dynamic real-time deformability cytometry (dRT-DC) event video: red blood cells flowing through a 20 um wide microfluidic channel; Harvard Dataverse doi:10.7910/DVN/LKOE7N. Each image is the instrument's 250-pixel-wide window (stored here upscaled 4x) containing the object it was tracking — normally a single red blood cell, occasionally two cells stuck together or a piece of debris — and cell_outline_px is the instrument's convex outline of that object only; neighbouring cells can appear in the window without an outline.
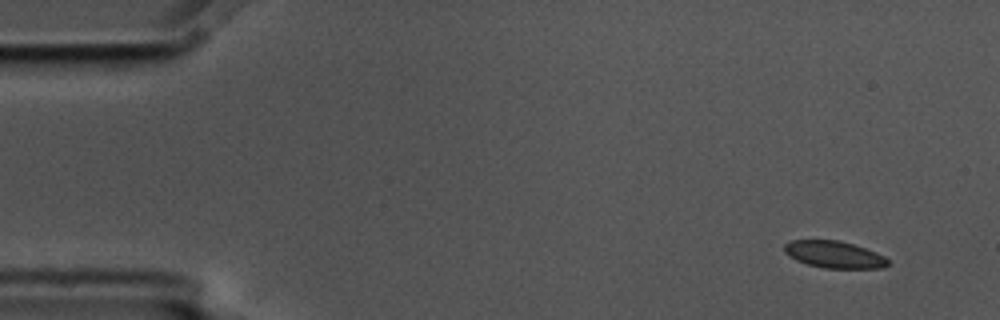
{"species": "common noctule bat (a hibernating species)", "species_latin": "Nyctalus noctula", "temperature_condition": "cold", "stored_images_in_passage": 4, "camera_frame_rate_fps": 3000, "um_per_image_px": 0.085, "animal": {"sex": "male", "body_mass_g": 17.5, "forearm_length_mm": 52.3}, "frame": {"image": 1, "passage_image": 1, "time_ms": 0.0, "image_size_px": [1000, 320], "cell_outline_px": [[888, 264], [884, 268], [824, 268], [808, 264], [796, 260], [784, 252], [784, 244], [792, 240], [840, 240], [876, 252], [884, 256], [888, 260]], "centroid_in_image_um": [70.9, 21.63], "position_along_channel_um": 14.1, "area_um2": 16.18}}
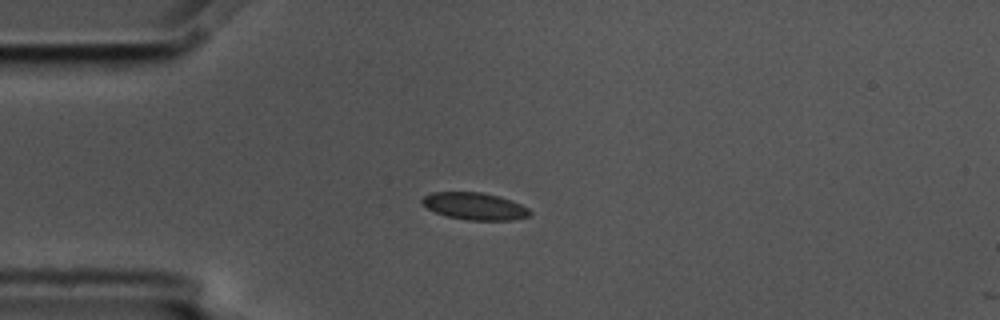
{"frame": {"image": 2, "passage_image": 3, "time_ms": 0.667, "image_size_px": [1000, 320], "cell_outline_px": [[532, 212], [528, 216], [512, 220], [468, 220], [448, 216], [436, 212], [420, 204], [420, 200], [424, 196], [432, 192], [480, 192], [500, 196], [520, 204], [528, 208]], "centroid_in_image_um": [40.33, 17.52], "position_along_channel_um": 44.7, "area_um2": 16.99}}